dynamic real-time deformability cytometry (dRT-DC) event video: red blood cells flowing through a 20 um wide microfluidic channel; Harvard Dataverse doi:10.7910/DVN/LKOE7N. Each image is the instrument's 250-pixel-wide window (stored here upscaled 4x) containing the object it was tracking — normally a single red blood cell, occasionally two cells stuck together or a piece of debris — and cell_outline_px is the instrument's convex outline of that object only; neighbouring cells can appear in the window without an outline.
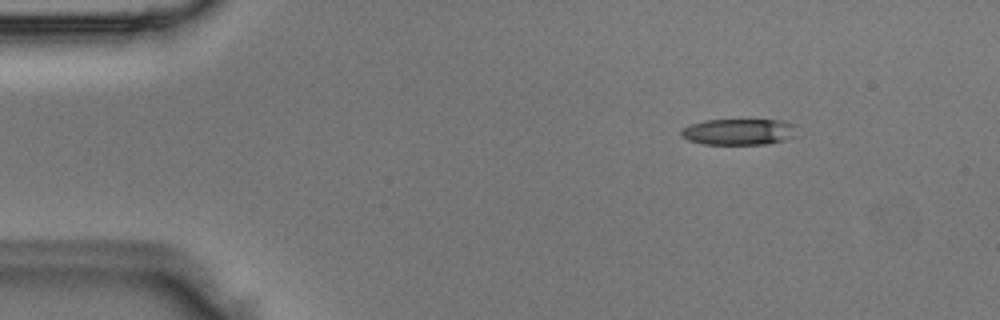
{"species": "Egyptian fruit bat (a non-hibernating species)", "species_latin": "Rousettus aegyptiacus", "temperature_condition": "room temperature", "stored_images_in_passage": 3, "camera_frame_rate_fps": 3000, "um_per_image_px": 0.085, "animal": {"sex": "male"}, "frame": {"image": 1, "passage_image": 1, "time_ms": 0.0, "image_size_px": [1000, 320], "cell_outline_px": [[796, 136], [784, 140], [768, 144], [704, 144], [688, 140], [680, 136], [680, 132], [688, 124], [704, 120], [784, 120], [796, 124]], "centroid_in_image_um": [62.82, 11.2], "position_along_channel_um": 22.2, "area_um2": 17.92}}